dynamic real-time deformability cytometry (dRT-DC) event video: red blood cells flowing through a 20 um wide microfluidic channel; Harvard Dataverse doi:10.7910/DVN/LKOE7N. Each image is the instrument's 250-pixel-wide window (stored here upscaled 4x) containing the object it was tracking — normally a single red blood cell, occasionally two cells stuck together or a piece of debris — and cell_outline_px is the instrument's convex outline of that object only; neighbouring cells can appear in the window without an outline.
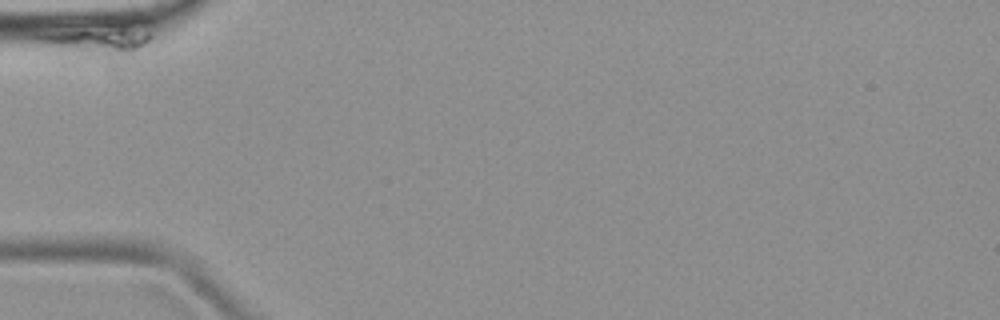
{"species": "common noctule bat (a hibernating species)", "species_latin": "Nyctalus noctula", "temperature_condition": "room temperature", "stored_images_in_passage": 47, "camera_frame_rate_fps": 3000, "um_per_image_px": 0.085, "animal": {"sex": "female", "body_mass_g": 19.9}, "frame": {"image": 1, "passage_image": 1, "time_ms": 0.0, "image_size_px": [1000, 320], "cell_outline_px": [[152, 36], [128, 60], [112, 68], [60, 60], [36, 36], [60, 32], [112, 24], [116, 24], [148, 32]], "centroid_in_image_um": [8.21, 3.8], "position_along_channel_um": 76.8, "area_um2": 23.52}}
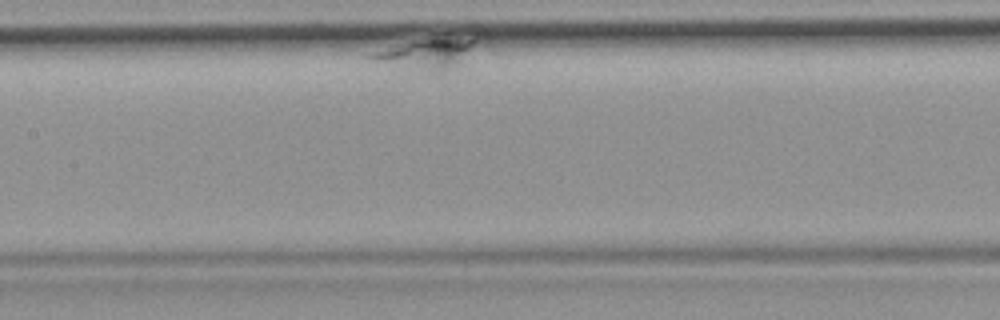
{"frame": {"image": 2, "passage_image": 23, "time_ms": 7.333, "image_size_px": [1000, 320], "cell_outline_px": [[476, 40], [468, 72], [432, 72], [380, 60], [368, 56], [376, 52], [412, 40]], "centroid_in_image_um": [36.62, 4.68], "position_along_channel_um": 170.8, "area_um2": 18.21}}
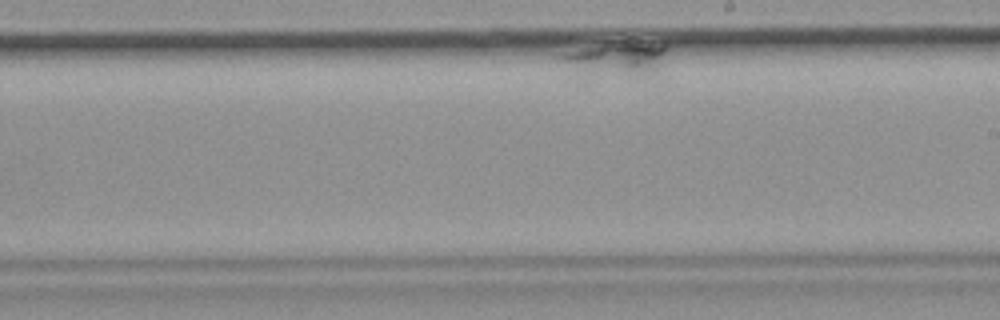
{"frame": {"image": 3, "passage_image": 41, "time_ms": 13.333, "image_size_px": [1000, 320], "cell_outline_px": [[664, 52], [652, 80], [648, 80], [628, 76], [580, 64], [556, 56], [604, 44], [624, 40], [664, 44]], "centroid_in_image_um": [52.84, 4.93], "position_along_channel_um": 236.2, "area_um2": 18.44}}